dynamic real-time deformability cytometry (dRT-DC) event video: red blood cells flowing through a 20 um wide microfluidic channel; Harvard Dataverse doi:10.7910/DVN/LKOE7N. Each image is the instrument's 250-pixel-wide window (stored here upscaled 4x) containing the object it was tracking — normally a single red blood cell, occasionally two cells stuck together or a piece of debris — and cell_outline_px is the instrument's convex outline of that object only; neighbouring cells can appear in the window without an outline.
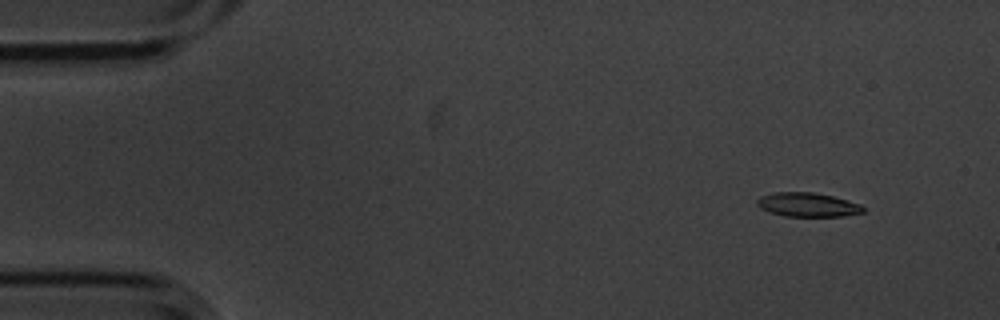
{"species": "common noctule bat (a hibernating species)", "species_latin": "Nyctalus noctula", "temperature_condition": "cold", "stored_images_in_passage": 4, "camera_frame_rate_fps": 3000, "um_per_image_px": 0.085, "animal": {"sex": "male", "body_mass_g": 20.1, "forearm_length_mm": 53.5}, "frame": {"image": 1, "passage_image": 1, "time_ms": 0.0, "image_size_px": [1000, 320], "cell_outline_px": [[864, 212], [844, 216], [784, 216], [768, 212], [760, 208], [756, 204], [756, 200], [760, 196], [772, 192], [812, 192], [832, 196], [860, 204], [864, 208]], "centroid_in_image_um": [68.6, 17.4], "position_along_channel_um": 16.4, "area_um2": 14.91}}
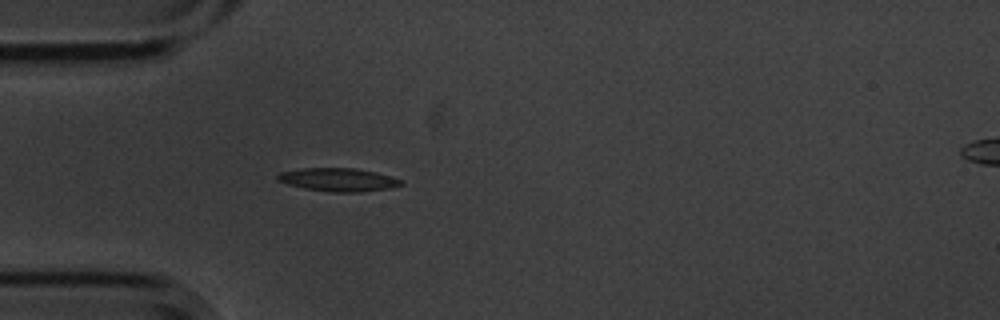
{"frame": {"image": 2, "passage_image": 4, "time_ms": 1.0, "image_size_px": [1000, 320], "cell_outline_px": [[404, 184], [392, 188], [360, 192], [332, 192], [304, 188], [288, 184], [276, 180], [276, 176], [280, 172], [304, 168], [356, 168], [376, 172], [404, 180]], "centroid_in_image_um": [28.79, 15.27], "position_along_channel_um": 56.2, "area_um2": 16.82}}